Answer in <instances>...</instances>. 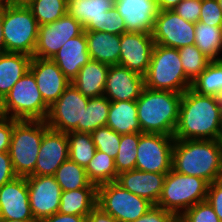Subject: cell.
Listing matches in <instances>:
<instances>
[{"instance_id": "obj_1", "label": "cell", "mask_w": 222, "mask_h": 222, "mask_svg": "<svg viewBox=\"0 0 222 222\" xmlns=\"http://www.w3.org/2000/svg\"><path fill=\"white\" fill-rule=\"evenodd\" d=\"M221 120L222 113L215 97L189 88L182 93L179 120L173 137L180 140H217Z\"/></svg>"}, {"instance_id": "obj_2", "label": "cell", "mask_w": 222, "mask_h": 222, "mask_svg": "<svg viewBox=\"0 0 222 222\" xmlns=\"http://www.w3.org/2000/svg\"><path fill=\"white\" fill-rule=\"evenodd\" d=\"M172 169L213 183L222 179V146L218 140H174Z\"/></svg>"}, {"instance_id": "obj_3", "label": "cell", "mask_w": 222, "mask_h": 222, "mask_svg": "<svg viewBox=\"0 0 222 222\" xmlns=\"http://www.w3.org/2000/svg\"><path fill=\"white\" fill-rule=\"evenodd\" d=\"M181 93L144 88L136 100L141 133L173 136L179 120Z\"/></svg>"}, {"instance_id": "obj_4", "label": "cell", "mask_w": 222, "mask_h": 222, "mask_svg": "<svg viewBox=\"0 0 222 222\" xmlns=\"http://www.w3.org/2000/svg\"><path fill=\"white\" fill-rule=\"evenodd\" d=\"M2 29L6 52L33 57L39 24L23 0H4Z\"/></svg>"}, {"instance_id": "obj_5", "label": "cell", "mask_w": 222, "mask_h": 222, "mask_svg": "<svg viewBox=\"0 0 222 222\" xmlns=\"http://www.w3.org/2000/svg\"><path fill=\"white\" fill-rule=\"evenodd\" d=\"M48 128L46 121L13 119L8 152L16 176L28 177L33 174L41 141Z\"/></svg>"}, {"instance_id": "obj_6", "label": "cell", "mask_w": 222, "mask_h": 222, "mask_svg": "<svg viewBox=\"0 0 222 222\" xmlns=\"http://www.w3.org/2000/svg\"><path fill=\"white\" fill-rule=\"evenodd\" d=\"M145 87L183 93L191 87L185 76L178 49L155 44L150 65L144 75Z\"/></svg>"}, {"instance_id": "obj_7", "label": "cell", "mask_w": 222, "mask_h": 222, "mask_svg": "<svg viewBox=\"0 0 222 222\" xmlns=\"http://www.w3.org/2000/svg\"><path fill=\"white\" fill-rule=\"evenodd\" d=\"M49 108L38 90L35 76L28 70L0 102V116L45 121Z\"/></svg>"}, {"instance_id": "obj_8", "label": "cell", "mask_w": 222, "mask_h": 222, "mask_svg": "<svg viewBox=\"0 0 222 222\" xmlns=\"http://www.w3.org/2000/svg\"><path fill=\"white\" fill-rule=\"evenodd\" d=\"M209 182L171 169L165 177L161 196L156 204L178 218L193 205L205 201Z\"/></svg>"}, {"instance_id": "obj_9", "label": "cell", "mask_w": 222, "mask_h": 222, "mask_svg": "<svg viewBox=\"0 0 222 222\" xmlns=\"http://www.w3.org/2000/svg\"><path fill=\"white\" fill-rule=\"evenodd\" d=\"M97 206L117 222H133L146 214L153 204L118 183L109 182L97 186Z\"/></svg>"}, {"instance_id": "obj_10", "label": "cell", "mask_w": 222, "mask_h": 222, "mask_svg": "<svg viewBox=\"0 0 222 222\" xmlns=\"http://www.w3.org/2000/svg\"><path fill=\"white\" fill-rule=\"evenodd\" d=\"M89 97L84 96L72 83L49 108L46 123L49 128L68 133L82 132V115Z\"/></svg>"}, {"instance_id": "obj_11", "label": "cell", "mask_w": 222, "mask_h": 222, "mask_svg": "<svg viewBox=\"0 0 222 222\" xmlns=\"http://www.w3.org/2000/svg\"><path fill=\"white\" fill-rule=\"evenodd\" d=\"M174 140L170 135L139 133L136 169L167 174L172 169Z\"/></svg>"}, {"instance_id": "obj_12", "label": "cell", "mask_w": 222, "mask_h": 222, "mask_svg": "<svg viewBox=\"0 0 222 222\" xmlns=\"http://www.w3.org/2000/svg\"><path fill=\"white\" fill-rule=\"evenodd\" d=\"M83 32L84 27L68 13L53 23L40 25L33 57L52 59L69 39Z\"/></svg>"}, {"instance_id": "obj_13", "label": "cell", "mask_w": 222, "mask_h": 222, "mask_svg": "<svg viewBox=\"0 0 222 222\" xmlns=\"http://www.w3.org/2000/svg\"><path fill=\"white\" fill-rule=\"evenodd\" d=\"M155 44L182 48L195 43V23L188 22L174 10H159L152 33Z\"/></svg>"}, {"instance_id": "obj_14", "label": "cell", "mask_w": 222, "mask_h": 222, "mask_svg": "<svg viewBox=\"0 0 222 222\" xmlns=\"http://www.w3.org/2000/svg\"><path fill=\"white\" fill-rule=\"evenodd\" d=\"M29 203L36 222L50 217L59 210L62 189L54 176L26 177Z\"/></svg>"}, {"instance_id": "obj_15", "label": "cell", "mask_w": 222, "mask_h": 222, "mask_svg": "<svg viewBox=\"0 0 222 222\" xmlns=\"http://www.w3.org/2000/svg\"><path fill=\"white\" fill-rule=\"evenodd\" d=\"M155 43L152 34L126 32L120 35L119 65L144 76Z\"/></svg>"}, {"instance_id": "obj_16", "label": "cell", "mask_w": 222, "mask_h": 222, "mask_svg": "<svg viewBox=\"0 0 222 222\" xmlns=\"http://www.w3.org/2000/svg\"><path fill=\"white\" fill-rule=\"evenodd\" d=\"M68 158L67 133L48 128L43 135L35 170L31 176H53Z\"/></svg>"}, {"instance_id": "obj_17", "label": "cell", "mask_w": 222, "mask_h": 222, "mask_svg": "<svg viewBox=\"0 0 222 222\" xmlns=\"http://www.w3.org/2000/svg\"><path fill=\"white\" fill-rule=\"evenodd\" d=\"M29 70L35 76L38 90L49 107L71 83L52 59L32 57Z\"/></svg>"}, {"instance_id": "obj_18", "label": "cell", "mask_w": 222, "mask_h": 222, "mask_svg": "<svg viewBox=\"0 0 222 222\" xmlns=\"http://www.w3.org/2000/svg\"><path fill=\"white\" fill-rule=\"evenodd\" d=\"M145 88L144 76L120 65L109 66L104 96L110 101H136Z\"/></svg>"}, {"instance_id": "obj_19", "label": "cell", "mask_w": 222, "mask_h": 222, "mask_svg": "<svg viewBox=\"0 0 222 222\" xmlns=\"http://www.w3.org/2000/svg\"><path fill=\"white\" fill-rule=\"evenodd\" d=\"M0 218L35 220L30 209L26 177L16 176L0 187Z\"/></svg>"}, {"instance_id": "obj_20", "label": "cell", "mask_w": 222, "mask_h": 222, "mask_svg": "<svg viewBox=\"0 0 222 222\" xmlns=\"http://www.w3.org/2000/svg\"><path fill=\"white\" fill-rule=\"evenodd\" d=\"M114 7L124 19L126 32L153 33L159 13L156 0H115Z\"/></svg>"}, {"instance_id": "obj_21", "label": "cell", "mask_w": 222, "mask_h": 222, "mask_svg": "<svg viewBox=\"0 0 222 222\" xmlns=\"http://www.w3.org/2000/svg\"><path fill=\"white\" fill-rule=\"evenodd\" d=\"M165 177L166 174L133 169L119 173L115 182L129 192L156 205L162 193Z\"/></svg>"}, {"instance_id": "obj_22", "label": "cell", "mask_w": 222, "mask_h": 222, "mask_svg": "<svg viewBox=\"0 0 222 222\" xmlns=\"http://www.w3.org/2000/svg\"><path fill=\"white\" fill-rule=\"evenodd\" d=\"M62 73L72 81L79 70L90 60L85 31L69 39L53 56Z\"/></svg>"}, {"instance_id": "obj_23", "label": "cell", "mask_w": 222, "mask_h": 222, "mask_svg": "<svg viewBox=\"0 0 222 222\" xmlns=\"http://www.w3.org/2000/svg\"><path fill=\"white\" fill-rule=\"evenodd\" d=\"M91 60L112 66L119 65L120 35L102 31H85Z\"/></svg>"}, {"instance_id": "obj_24", "label": "cell", "mask_w": 222, "mask_h": 222, "mask_svg": "<svg viewBox=\"0 0 222 222\" xmlns=\"http://www.w3.org/2000/svg\"><path fill=\"white\" fill-rule=\"evenodd\" d=\"M109 65L95 60H89L71 83L86 97L104 95Z\"/></svg>"}, {"instance_id": "obj_25", "label": "cell", "mask_w": 222, "mask_h": 222, "mask_svg": "<svg viewBox=\"0 0 222 222\" xmlns=\"http://www.w3.org/2000/svg\"><path fill=\"white\" fill-rule=\"evenodd\" d=\"M32 57L23 53L0 54V102L14 84L29 70Z\"/></svg>"}, {"instance_id": "obj_26", "label": "cell", "mask_w": 222, "mask_h": 222, "mask_svg": "<svg viewBox=\"0 0 222 222\" xmlns=\"http://www.w3.org/2000/svg\"><path fill=\"white\" fill-rule=\"evenodd\" d=\"M114 3L115 0H68L67 13L80 22L84 31H95L98 20Z\"/></svg>"}, {"instance_id": "obj_27", "label": "cell", "mask_w": 222, "mask_h": 222, "mask_svg": "<svg viewBox=\"0 0 222 222\" xmlns=\"http://www.w3.org/2000/svg\"><path fill=\"white\" fill-rule=\"evenodd\" d=\"M106 126L121 135L141 133L136 101L110 102Z\"/></svg>"}, {"instance_id": "obj_28", "label": "cell", "mask_w": 222, "mask_h": 222, "mask_svg": "<svg viewBox=\"0 0 222 222\" xmlns=\"http://www.w3.org/2000/svg\"><path fill=\"white\" fill-rule=\"evenodd\" d=\"M97 205V188L62 191L59 213L88 216Z\"/></svg>"}, {"instance_id": "obj_29", "label": "cell", "mask_w": 222, "mask_h": 222, "mask_svg": "<svg viewBox=\"0 0 222 222\" xmlns=\"http://www.w3.org/2000/svg\"><path fill=\"white\" fill-rule=\"evenodd\" d=\"M194 44L211 61L222 60V33L220 27L210 26L198 21L195 23Z\"/></svg>"}, {"instance_id": "obj_30", "label": "cell", "mask_w": 222, "mask_h": 222, "mask_svg": "<svg viewBox=\"0 0 222 222\" xmlns=\"http://www.w3.org/2000/svg\"><path fill=\"white\" fill-rule=\"evenodd\" d=\"M53 176L62 191L97 188L89 181L85 168L69 158L60 165Z\"/></svg>"}, {"instance_id": "obj_31", "label": "cell", "mask_w": 222, "mask_h": 222, "mask_svg": "<svg viewBox=\"0 0 222 222\" xmlns=\"http://www.w3.org/2000/svg\"><path fill=\"white\" fill-rule=\"evenodd\" d=\"M85 170L89 181L96 186L115 182L118 177L115 159L98 150Z\"/></svg>"}, {"instance_id": "obj_32", "label": "cell", "mask_w": 222, "mask_h": 222, "mask_svg": "<svg viewBox=\"0 0 222 222\" xmlns=\"http://www.w3.org/2000/svg\"><path fill=\"white\" fill-rule=\"evenodd\" d=\"M110 109V101L103 95L89 98L82 115V132L92 133L100 127H105Z\"/></svg>"}, {"instance_id": "obj_33", "label": "cell", "mask_w": 222, "mask_h": 222, "mask_svg": "<svg viewBox=\"0 0 222 222\" xmlns=\"http://www.w3.org/2000/svg\"><path fill=\"white\" fill-rule=\"evenodd\" d=\"M39 26L53 23L67 14L68 0H23Z\"/></svg>"}, {"instance_id": "obj_34", "label": "cell", "mask_w": 222, "mask_h": 222, "mask_svg": "<svg viewBox=\"0 0 222 222\" xmlns=\"http://www.w3.org/2000/svg\"><path fill=\"white\" fill-rule=\"evenodd\" d=\"M67 136L69 140V159L86 168L97 150L91 133L71 131L67 133Z\"/></svg>"}, {"instance_id": "obj_35", "label": "cell", "mask_w": 222, "mask_h": 222, "mask_svg": "<svg viewBox=\"0 0 222 222\" xmlns=\"http://www.w3.org/2000/svg\"><path fill=\"white\" fill-rule=\"evenodd\" d=\"M194 92L215 96L222 91V60L211 61L205 70L191 83Z\"/></svg>"}, {"instance_id": "obj_36", "label": "cell", "mask_w": 222, "mask_h": 222, "mask_svg": "<svg viewBox=\"0 0 222 222\" xmlns=\"http://www.w3.org/2000/svg\"><path fill=\"white\" fill-rule=\"evenodd\" d=\"M185 76L192 82L208 66L211 60L195 45H188L178 49Z\"/></svg>"}, {"instance_id": "obj_37", "label": "cell", "mask_w": 222, "mask_h": 222, "mask_svg": "<svg viewBox=\"0 0 222 222\" xmlns=\"http://www.w3.org/2000/svg\"><path fill=\"white\" fill-rule=\"evenodd\" d=\"M139 133L121 135L120 149L115 158L117 173L136 169Z\"/></svg>"}, {"instance_id": "obj_38", "label": "cell", "mask_w": 222, "mask_h": 222, "mask_svg": "<svg viewBox=\"0 0 222 222\" xmlns=\"http://www.w3.org/2000/svg\"><path fill=\"white\" fill-rule=\"evenodd\" d=\"M93 143L98 151L116 158L120 149L121 134L105 126L94 130L92 133Z\"/></svg>"}, {"instance_id": "obj_39", "label": "cell", "mask_w": 222, "mask_h": 222, "mask_svg": "<svg viewBox=\"0 0 222 222\" xmlns=\"http://www.w3.org/2000/svg\"><path fill=\"white\" fill-rule=\"evenodd\" d=\"M178 222H221L207 200L199 202L187 209Z\"/></svg>"}, {"instance_id": "obj_40", "label": "cell", "mask_w": 222, "mask_h": 222, "mask_svg": "<svg viewBox=\"0 0 222 222\" xmlns=\"http://www.w3.org/2000/svg\"><path fill=\"white\" fill-rule=\"evenodd\" d=\"M95 31L121 35L126 33V25L123 17L119 15L115 7H113L104 12V15L98 20V25H95Z\"/></svg>"}, {"instance_id": "obj_41", "label": "cell", "mask_w": 222, "mask_h": 222, "mask_svg": "<svg viewBox=\"0 0 222 222\" xmlns=\"http://www.w3.org/2000/svg\"><path fill=\"white\" fill-rule=\"evenodd\" d=\"M199 22L221 27L222 10L218 4V0H201Z\"/></svg>"}, {"instance_id": "obj_42", "label": "cell", "mask_w": 222, "mask_h": 222, "mask_svg": "<svg viewBox=\"0 0 222 222\" xmlns=\"http://www.w3.org/2000/svg\"><path fill=\"white\" fill-rule=\"evenodd\" d=\"M172 10L184 20L197 23L201 13V0H181Z\"/></svg>"}, {"instance_id": "obj_43", "label": "cell", "mask_w": 222, "mask_h": 222, "mask_svg": "<svg viewBox=\"0 0 222 222\" xmlns=\"http://www.w3.org/2000/svg\"><path fill=\"white\" fill-rule=\"evenodd\" d=\"M133 222H178V217L170 211L153 205L146 214Z\"/></svg>"}, {"instance_id": "obj_44", "label": "cell", "mask_w": 222, "mask_h": 222, "mask_svg": "<svg viewBox=\"0 0 222 222\" xmlns=\"http://www.w3.org/2000/svg\"><path fill=\"white\" fill-rule=\"evenodd\" d=\"M206 200L222 222V179L209 184Z\"/></svg>"}, {"instance_id": "obj_45", "label": "cell", "mask_w": 222, "mask_h": 222, "mask_svg": "<svg viewBox=\"0 0 222 222\" xmlns=\"http://www.w3.org/2000/svg\"><path fill=\"white\" fill-rule=\"evenodd\" d=\"M13 130V118L0 116V152H8Z\"/></svg>"}, {"instance_id": "obj_46", "label": "cell", "mask_w": 222, "mask_h": 222, "mask_svg": "<svg viewBox=\"0 0 222 222\" xmlns=\"http://www.w3.org/2000/svg\"><path fill=\"white\" fill-rule=\"evenodd\" d=\"M15 177L9 152H0V187Z\"/></svg>"}, {"instance_id": "obj_47", "label": "cell", "mask_w": 222, "mask_h": 222, "mask_svg": "<svg viewBox=\"0 0 222 222\" xmlns=\"http://www.w3.org/2000/svg\"><path fill=\"white\" fill-rule=\"evenodd\" d=\"M39 222H87L86 216H78L71 214L55 213L50 217L44 218Z\"/></svg>"}, {"instance_id": "obj_48", "label": "cell", "mask_w": 222, "mask_h": 222, "mask_svg": "<svg viewBox=\"0 0 222 222\" xmlns=\"http://www.w3.org/2000/svg\"><path fill=\"white\" fill-rule=\"evenodd\" d=\"M87 222H117L116 219L104 212L99 206H95L87 216Z\"/></svg>"}, {"instance_id": "obj_49", "label": "cell", "mask_w": 222, "mask_h": 222, "mask_svg": "<svg viewBox=\"0 0 222 222\" xmlns=\"http://www.w3.org/2000/svg\"><path fill=\"white\" fill-rule=\"evenodd\" d=\"M3 19H4V1L0 3V54L6 52L3 36Z\"/></svg>"}, {"instance_id": "obj_50", "label": "cell", "mask_w": 222, "mask_h": 222, "mask_svg": "<svg viewBox=\"0 0 222 222\" xmlns=\"http://www.w3.org/2000/svg\"><path fill=\"white\" fill-rule=\"evenodd\" d=\"M181 0H156L159 10H172Z\"/></svg>"}, {"instance_id": "obj_51", "label": "cell", "mask_w": 222, "mask_h": 222, "mask_svg": "<svg viewBox=\"0 0 222 222\" xmlns=\"http://www.w3.org/2000/svg\"><path fill=\"white\" fill-rule=\"evenodd\" d=\"M216 104L220 109V112L222 113V91L218 92L215 96Z\"/></svg>"}, {"instance_id": "obj_52", "label": "cell", "mask_w": 222, "mask_h": 222, "mask_svg": "<svg viewBox=\"0 0 222 222\" xmlns=\"http://www.w3.org/2000/svg\"><path fill=\"white\" fill-rule=\"evenodd\" d=\"M0 222H36L35 220H11V219H2L0 218Z\"/></svg>"}, {"instance_id": "obj_53", "label": "cell", "mask_w": 222, "mask_h": 222, "mask_svg": "<svg viewBox=\"0 0 222 222\" xmlns=\"http://www.w3.org/2000/svg\"><path fill=\"white\" fill-rule=\"evenodd\" d=\"M217 140L219 141V144L222 146V120H221L220 134H219V137H218Z\"/></svg>"}, {"instance_id": "obj_54", "label": "cell", "mask_w": 222, "mask_h": 222, "mask_svg": "<svg viewBox=\"0 0 222 222\" xmlns=\"http://www.w3.org/2000/svg\"><path fill=\"white\" fill-rule=\"evenodd\" d=\"M218 4H219V6H220V8L222 10V0H218Z\"/></svg>"}]
</instances>
